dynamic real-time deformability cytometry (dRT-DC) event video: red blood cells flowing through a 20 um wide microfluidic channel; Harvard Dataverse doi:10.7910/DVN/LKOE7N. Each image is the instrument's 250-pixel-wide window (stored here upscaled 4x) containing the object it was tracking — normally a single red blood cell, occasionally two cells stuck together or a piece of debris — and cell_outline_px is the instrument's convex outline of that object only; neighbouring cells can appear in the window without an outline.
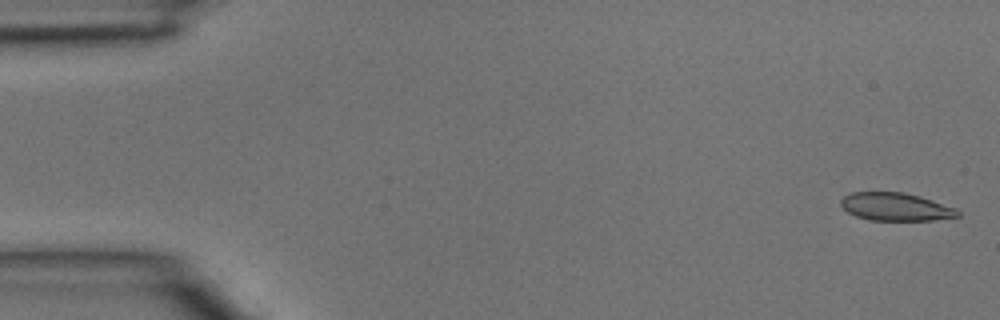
{"species": "common noctule bat (a hibernating species)", "species_latin": "Nyctalus noctula", "temperature_condition": "room temperature", "stored_images_in_passage": 3, "camera_frame_rate_fps": 3000, "um_per_image_px": 0.085, "animal": {"sex": "male", "body_mass_g": 15.6}, "frame": {"image": 1, "passage_image": 1, "time_ms": 0.0, "image_size_px": [1000, 320], "cell_outline_px": [[960, 216], [932, 220], [868, 220], [856, 216], [848, 212], [840, 204], [840, 200], [844, 196], [852, 192], [904, 192], [920, 196], [956, 208], [960, 212]], "centroid_in_image_um": [76.13, 17.57], "position_along_channel_um": 8.9, "area_um2": 19.02}}
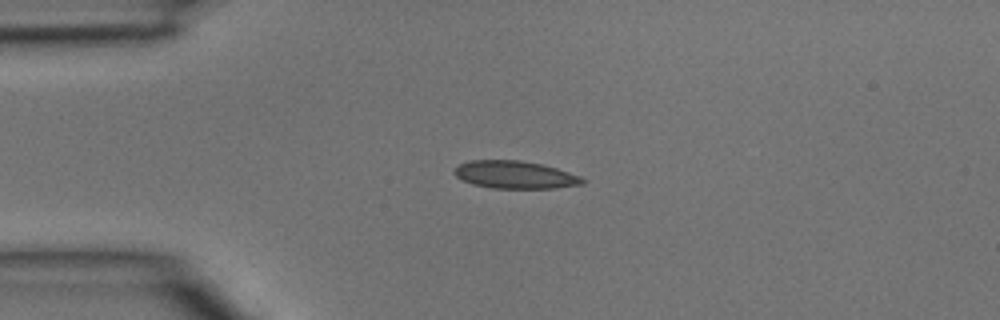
{"frame": {"image": 2, "passage_image": 3, "time_ms": 0.667, "image_size_px": [1000, 320], "cell_outline_px": [[584, 184], [552, 188], [492, 188], [472, 184], [456, 176], [452, 172], [460, 164], [468, 160], [520, 160], [540, 164], [556, 168], [580, 176], [584, 180]], "centroid_in_image_um": [43.75, 14.85], "position_along_channel_um": 41.3, "area_um2": 20.46}}